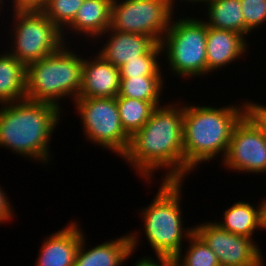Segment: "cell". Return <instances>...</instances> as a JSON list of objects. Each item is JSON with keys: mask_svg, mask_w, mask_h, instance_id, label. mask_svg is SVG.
Returning a JSON list of instances; mask_svg holds the SVG:
<instances>
[{"mask_svg": "<svg viewBox=\"0 0 266 266\" xmlns=\"http://www.w3.org/2000/svg\"><path fill=\"white\" fill-rule=\"evenodd\" d=\"M156 107L146 124L130 137L122 156L136 175L152 183L154 172L167 170L162 180L184 181V103Z\"/></svg>", "mask_w": 266, "mask_h": 266, "instance_id": "6da1fadb", "label": "cell"}, {"mask_svg": "<svg viewBox=\"0 0 266 266\" xmlns=\"http://www.w3.org/2000/svg\"><path fill=\"white\" fill-rule=\"evenodd\" d=\"M0 106V147L46 165L52 158L49 143L62 108L29 99Z\"/></svg>", "mask_w": 266, "mask_h": 266, "instance_id": "7a4b0ae2", "label": "cell"}, {"mask_svg": "<svg viewBox=\"0 0 266 266\" xmlns=\"http://www.w3.org/2000/svg\"><path fill=\"white\" fill-rule=\"evenodd\" d=\"M223 107L196 106L184 102V178L204 162L224 159L232 131L245 115V103ZM223 152V153H221ZM216 156V157H215Z\"/></svg>", "mask_w": 266, "mask_h": 266, "instance_id": "3957f363", "label": "cell"}, {"mask_svg": "<svg viewBox=\"0 0 266 266\" xmlns=\"http://www.w3.org/2000/svg\"><path fill=\"white\" fill-rule=\"evenodd\" d=\"M181 180H161L152 203L141 209L146 240L155 256H177L183 251L182 242L194 233V227L185 229L181 207Z\"/></svg>", "mask_w": 266, "mask_h": 266, "instance_id": "277c9868", "label": "cell"}, {"mask_svg": "<svg viewBox=\"0 0 266 266\" xmlns=\"http://www.w3.org/2000/svg\"><path fill=\"white\" fill-rule=\"evenodd\" d=\"M68 43L27 66L26 99L61 108L63 98L68 97L73 102L78 98L82 87L83 56L76 55Z\"/></svg>", "mask_w": 266, "mask_h": 266, "instance_id": "5b68a950", "label": "cell"}, {"mask_svg": "<svg viewBox=\"0 0 266 266\" xmlns=\"http://www.w3.org/2000/svg\"><path fill=\"white\" fill-rule=\"evenodd\" d=\"M186 17L173 21V15L160 43L162 52L173 75L185 79L203 77L207 75V25L204 19Z\"/></svg>", "mask_w": 266, "mask_h": 266, "instance_id": "8992f818", "label": "cell"}, {"mask_svg": "<svg viewBox=\"0 0 266 266\" xmlns=\"http://www.w3.org/2000/svg\"><path fill=\"white\" fill-rule=\"evenodd\" d=\"M12 15L13 48L7 52L26 66L52 55L66 44L63 32L42 11L13 12Z\"/></svg>", "mask_w": 266, "mask_h": 266, "instance_id": "52a82bcc", "label": "cell"}, {"mask_svg": "<svg viewBox=\"0 0 266 266\" xmlns=\"http://www.w3.org/2000/svg\"><path fill=\"white\" fill-rule=\"evenodd\" d=\"M73 103L85 138L122 158L129 147L130 136L122 128L116 97L77 98Z\"/></svg>", "mask_w": 266, "mask_h": 266, "instance_id": "ba28073f", "label": "cell"}, {"mask_svg": "<svg viewBox=\"0 0 266 266\" xmlns=\"http://www.w3.org/2000/svg\"><path fill=\"white\" fill-rule=\"evenodd\" d=\"M175 15L168 0H113L110 28L161 43Z\"/></svg>", "mask_w": 266, "mask_h": 266, "instance_id": "9c48e42d", "label": "cell"}, {"mask_svg": "<svg viewBox=\"0 0 266 266\" xmlns=\"http://www.w3.org/2000/svg\"><path fill=\"white\" fill-rule=\"evenodd\" d=\"M194 232L217 256L220 266H264L255 240L233 234L214 221L194 226Z\"/></svg>", "mask_w": 266, "mask_h": 266, "instance_id": "30bf717a", "label": "cell"}, {"mask_svg": "<svg viewBox=\"0 0 266 266\" xmlns=\"http://www.w3.org/2000/svg\"><path fill=\"white\" fill-rule=\"evenodd\" d=\"M222 160L227 170L266 173V138L246 115L235 125Z\"/></svg>", "mask_w": 266, "mask_h": 266, "instance_id": "8fae6325", "label": "cell"}, {"mask_svg": "<svg viewBox=\"0 0 266 266\" xmlns=\"http://www.w3.org/2000/svg\"><path fill=\"white\" fill-rule=\"evenodd\" d=\"M106 241L96 247L86 249V237L83 234L76 254L74 266H122L137 250L140 241L136 231ZM137 233V234H136ZM130 256V257H129Z\"/></svg>", "mask_w": 266, "mask_h": 266, "instance_id": "7c38bea8", "label": "cell"}, {"mask_svg": "<svg viewBox=\"0 0 266 266\" xmlns=\"http://www.w3.org/2000/svg\"><path fill=\"white\" fill-rule=\"evenodd\" d=\"M119 68L100 54L91 60L83 59L82 87L78 98H111L120 92Z\"/></svg>", "mask_w": 266, "mask_h": 266, "instance_id": "4fadbf2b", "label": "cell"}, {"mask_svg": "<svg viewBox=\"0 0 266 266\" xmlns=\"http://www.w3.org/2000/svg\"><path fill=\"white\" fill-rule=\"evenodd\" d=\"M76 221L44 238L35 266H74L83 230Z\"/></svg>", "mask_w": 266, "mask_h": 266, "instance_id": "5bb4252c", "label": "cell"}, {"mask_svg": "<svg viewBox=\"0 0 266 266\" xmlns=\"http://www.w3.org/2000/svg\"><path fill=\"white\" fill-rule=\"evenodd\" d=\"M107 33H109V36L106 38L109 39L105 40L106 44L104 43L101 46L102 49L99 50L98 54L117 68L127 61L138 59V56L145 55L156 44L151 37L145 34L115 31L111 28L107 29L97 40Z\"/></svg>", "mask_w": 266, "mask_h": 266, "instance_id": "9a60e30c", "label": "cell"}, {"mask_svg": "<svg viewBox=\"0 0 266 266\" xmlns=\"http://www.w3.org/2000/svg\"><path fill=\"white\" fill-rule=\"evenodd\" d=\"M247 44V39L241 34L207 26V75L228 66L242 55L244 56L248 52Z\"/></svg>", "mask_w": 266, "mask_h": 266, "instance_id": "2e32d148", "label": "cell"}, {"mask_svg": "<svg viewBox=\"0 0 266 266\" xmlns=\"http://www.w3.org/2000/svg\"><path fill=\"white\" fill-rule=\"evenodd\" d=\"M112 2L113 0H84L73 22L63 31L64 38L70 30L73 35L76 32L79 37L88 36L91 41L104 34L111 26ZM67 29L69 32H66Z\"/></svg>", "mask_w": 266, "mask_h": 266, "instance_id": "e0dca14e", "label": "cell"}, {"mask_svg": "<svg viewBox=\"0 0 266 266\" xmlns=\"http://www.w3.org/2000/svg\"><path fill=\"white\" fill-rule=\"evenodd\" d=\"M27 66L9 52L0 54V104L26 99Z\"/></svg>", "mask_w": 266, "mask_h": 266, "instance_id": "ac0fdd59", "label": "cell"}, {"mask_svg": "<svg viewBox=\"0 0 266 266\" xmlns=\"http://www.w3.org/2000/svg\"><path fill=\"white\" fill-rule=\"evenodd\" d=\"M223 214L224 221L215 223L228 232L253 239L256 229L262 230L259 205L238 201L225 208Z\"/></svg>", "mask_w": 266, "mask_h": 266, "instance_id": "d6986e66", "label": "cell"}, {"mask_svg": "<svg viewBox=\"0 0 266 266\" xmlns=\"http://www.w3.org/2000/svg\"><path fill=\"white\" fill-rule=\"evenodd\" d=\"M207 10L204 22L208 27L233 31L246 39L240 0H210Z\"/></svg>", "mask_w": 266, "mask_h": 266, "instance_id": "ffe728a7", "label": "cell"}, {"mask_svg": "<svg viewBox=\"0 0 266 266\" xmlns=\"http://www.w3.org/2000/svg\"><path fill=\"white\" fill-rule=\"evenodd\" d=\"M163 85V86H162ZM164 89L162 76H139L121 78L119 96L142 101L152 102L156 107L160 106V96Z\"/></svg>", "mask_w": 266, "mask_h": 266, "instance_id": "44dd1931", "label": "cell"}, {"mask_svg": "<svg viewBox=\"0 0 266 266\" xmlns=\"http://www.w3.org/2000/svg\"><path fill=\"white\" fill-rule=\"evenodd\" d=\"M116 102L122 128L130 137L146 124L156 108L152 102L119 95L116 97Z\"/></svg>", "mask_w": 266, "mask_h": 266, "instance_id": "7402d4cb", "label": "cell"}, {"mask_svg": "<svg viewBox=\"0 0 266 266\" xmlns=\"http://www.w3.org/2000/svg\"><path fill=\"white\" fill-rule=\"evenodd\" d=\"M160 43H156L145 55L138 56V59L127 61L119 67L121 78H131L139 76H162L161 62L162 56Z\"/></svg>", "mask_w": 266, "mask_h": 266, "instance_id": "603a6c76", "label": "cell"}, {"mask_svg": "<svg viewBox=\"0 0 266 266\" xmlns=\"http://www.w3.org/2000/svg\"><path fill=\"white\" fill-rule=\"evenodd\" d=\"M187 240L190 243L186 253L181 251L175 256L180 266H220L217 256L195 232Z\"/></svg>", "mask_w": 266, "mask_h": 266, "instance_id": "cb8c5ba5", "label": "cell"}, {"mask_svg": "<svg viewBox=\"0 0 266 266\" xmlns=\"http://www.w3.org/2000/svg\"><path fill=\"white\" fill-rule=\"evenodd\" d=\"M84 0H47L43 13L63 32L74 20Z\"/></svg>", "mask_w": 266, "mask_h": 266, "instance_id": "d4e9b609", "label": "cell"}, {"mask_svg": "<svg viewBox=\"0 0 266 266\" xmlns=\"http://www.w3.org/2000/svg\"><path fill=\"white\" fill-rule=\"evenodd\" d=\"M245 20V36L266 22V0H240Z\"/></svg>", "mask_w": 266, "mask_h": 266, "instance_id": "484cf974", "label": "cell"}, {"mask_svg": "<svg viewBox=\"0 0 266 266\" xmlns=\"http://www.w3.org/2000/svg\"><path fill=\"white\" fill-rule=\"evenodd\" d=\"M245 103V115L254 123L266 138V105L243 101Z\"/></svg>", "mask_w": 266, "mask_h": 266, "instance_id": "4316f807", "label": "cell"}, {"mask_svg": "<svg viewBox=\"0 0 266 266\" xmlns=\"http://www.w3.org/2000/svg\"><path fill=\"white\" fill-rule=\"evenodd\" d=\"M47 0H13V12L43 11ZM14 7V8H13Z\"/></svg>", "mask_w": 266, "mask_h": 266, "instance_id": "83f0119b", "label": "cell"}, {"mask_svg": "<svg viewBox=\"0 0 266 266\" xmlns=\"http://www.w3.org/2000/svg\"><path fill=\"white\" fill-rule=\"evenodd\" d=\"M4 188L0 187V224H4L11 221L14 217V208L10 203L7 193H5ZM13 208V209H12Z\"/></svg>", "mask_w": 266, "mask_h": 266, "instance_id": "f1b7e54d", "label": "cell"}, {"mask_svg": "<svg viewBox=\"0 0 266 266\" xmlns=\"http://www.w3.org/2000/svg\"><path fill=\"white\" fill-rule=\"evenodd\" d=\"M156 261L154 258L152 259L151 257L144 256L140 258V260L136 261L134 266H173L175 257L172 256H155ZM158 260V261H157Z\"/></svg>", "mask_w": 266, "mask_h": 266, "instance_id": "f546056e", "label": "cell"}, {"mask_svg": "<svg viewBox=\"0 0 266 266\" xmlns=\"http://www.w3.org/2000/svg\"><path fill=\"white\" fill-rule=\"evenodd\" d=\"M259 203L260 206V222L263 230H266V197Z\"/></svg>", "mask_w": 266, "mask_h": 266, "instance_id": "4dcf8cb0", "label": "cell"}, {"mask_svg": "<svg viewBox=\"0 0 266 266\" xmlns=\"http://www.w3.org/2000/svg\"><path fill=\"white\" fill-rule=\"evenodd\" d=\"M168 1H169L170 5H171L172 10H174V8L176 7V6H175L176 4H174L176 0H168ZM179 1H180V2H183V3H184V2H187V3L190 2V3H196V4H197V3L200 4V3L203 2V4L207 5V4L209 3L210 0H182V1L179 0Z\"/></svg>", "mask_w": 266, "mask_h": 266, "instance_id": "1f68e13d", "label": "cell"}, {"mask_svg": "<svg viewBox=\"0 0 266 266\" xmlns=\"http://www.w3.org/2000/svg\"><path fill=\"white\" fill-rule=\"evenodd\" d=\"M4 2V0H0V9L2 10L3 9V4H5V3H3Z\"/></svg>", "mask_w": 266, "mask_h": 266, "instance_id": "d6a6232c", "label": "cell"}, {"mask_svg": "<svg viewBox=\"0 0 266 266\" xmlns=\"http://www.w3.org/2000/svg\"><path fill=\"white\" fill-rule=\"evenodd\" d=\"M173 266H180L176 261H174V265Z\"/></svg>", "mask_w": 266, "mask_h": 266, "instance_id": "836d02e7", "label": "cell"}]
</instances>
